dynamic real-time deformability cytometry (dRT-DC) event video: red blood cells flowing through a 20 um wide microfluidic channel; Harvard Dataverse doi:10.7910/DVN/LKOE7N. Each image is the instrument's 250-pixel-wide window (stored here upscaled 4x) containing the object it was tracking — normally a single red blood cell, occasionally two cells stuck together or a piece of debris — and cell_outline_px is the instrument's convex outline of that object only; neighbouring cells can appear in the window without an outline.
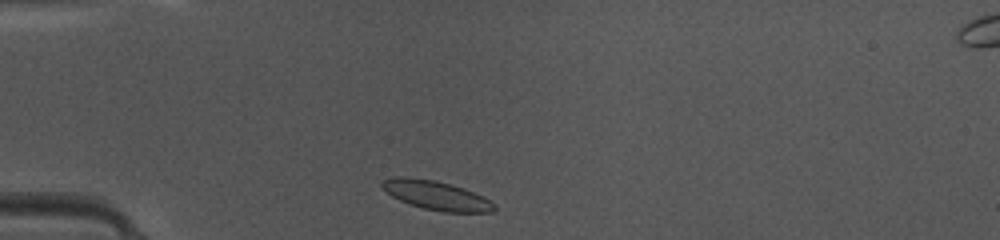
{"species": "common noctule bat (a hibernating species)", "species_latin": "Nyctalus noctula", "temperature_condition": "warm", "stored_images_in_passage": 36, "camera_frame_rate_fps": 3000, "um_per_image_px": 0.085, "animal": {"sex": "female", "body_mass_g": 10.0, "forearm_length_mm": 53.1}, "frame": {"image": 1, "passage_image": 1, "time_ms": 0.0, "image_size_px": [1000, 240], "cell_outline_px": [[496, 208], [492, 212], [444, 212], [424, 208], [400, 200], [392, 196], [380, 184], [384, 180], [396, 176], [404, 176], [432, 180], [448, 184], [484, 196], [496, 204]], "centroid_in_image_um": [37.11, 16.61], "position_along_channel_um": 47.9, "area_um2": 18.55}}
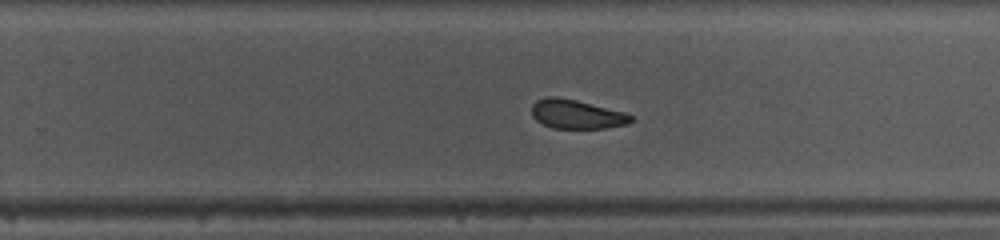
{"frame": {"image": 2, "passage_image": 19, "time_ms": 6.0, "image_size_px": [1000, 240], "cell_outline_px": [[632, 120], [628, 124], [604, 128], [552, 128], [536, 120], [532, 116], [532, 104], [536, 100], [548, 96], [556, 96], [576, 100], [624, 112], [632, 116]], "centroid_in_image_um": [48.98, 9.7], "position_along_channel_um": 280.8, "area_um2": 16.7}}
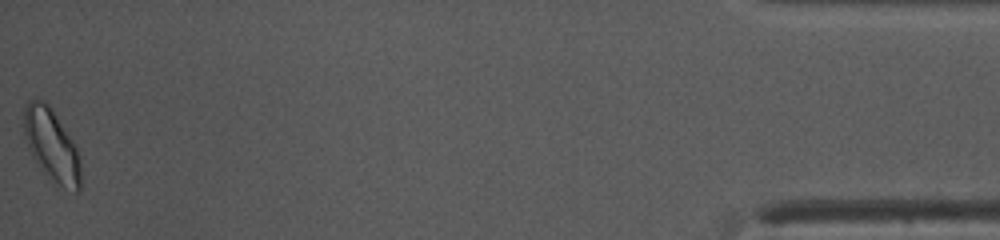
{"frame": {"image": 3, "passage_image": 36, "time_ms": 11.667, "image_size_px": [1000, 240], "cell_outline_px": [[80, 192], [76, 192], [60, 184], [32, 156], [28, 148], [24, 136], [24, 108], [28, 100], [44, 100], [52, 108], [72, 140], [76, 148], [80, 164]], "centroid_in_image_um": [4.38, 12.25], "position_along_channel_um": 430.8, "area_um2": 23.0}, "authors_computed_cell_mechanics": {"area_um2": 18.0625, "velocity_mm_per_s": 4.1793, "shape_relaxation_time_tau1_ms": null, "shape_relaxation_time_tau2_ms": 3.9594, "deformation_change_tau1": null, "deformation_change_tau2": 0.0907}}